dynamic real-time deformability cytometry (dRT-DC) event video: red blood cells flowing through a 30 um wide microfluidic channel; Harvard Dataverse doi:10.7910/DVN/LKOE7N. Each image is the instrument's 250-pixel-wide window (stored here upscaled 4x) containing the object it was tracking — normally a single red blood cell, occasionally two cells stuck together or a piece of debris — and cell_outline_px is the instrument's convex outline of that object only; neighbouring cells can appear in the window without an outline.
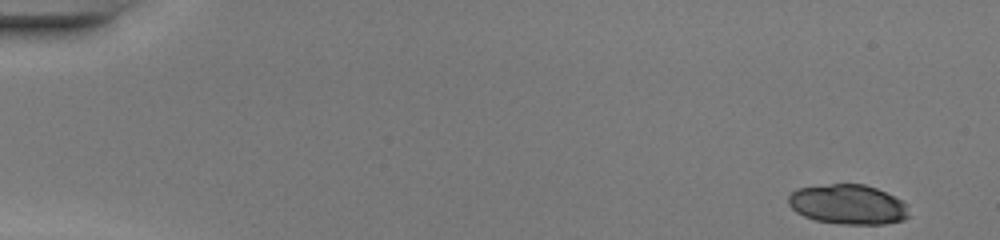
{"species": "common noctule bat (a hibernating species)", "species_latin": "Nyctalus noctula", "temperature_condition": "warm", "stored_images_in_passage": 46, "camera_frame_rate_fps": 3000, "um_per_image_px": 0.085, "animal": {"sex": "female", "body_mass_g": 20.0, "forearm_length_mm": 54.0}, "frame": {"image": 1, "passage_image": 1, "time_ms": 0.0, "image_size_px": [1000, 240], "cell_outline_px": [[908, 216], [904, 220], [884, 224], [840, 224], [816, 220], [804, 216], [796, 212], [788, 204], [788, 196], [796, 188], [832, 184], [864, 184], [876, 188], [904, 200], [908, 204]], "centroid_in_image_um": [72.1, 17.38], "position_along_channel_um": 12.9, "area_um2": 28.15}}